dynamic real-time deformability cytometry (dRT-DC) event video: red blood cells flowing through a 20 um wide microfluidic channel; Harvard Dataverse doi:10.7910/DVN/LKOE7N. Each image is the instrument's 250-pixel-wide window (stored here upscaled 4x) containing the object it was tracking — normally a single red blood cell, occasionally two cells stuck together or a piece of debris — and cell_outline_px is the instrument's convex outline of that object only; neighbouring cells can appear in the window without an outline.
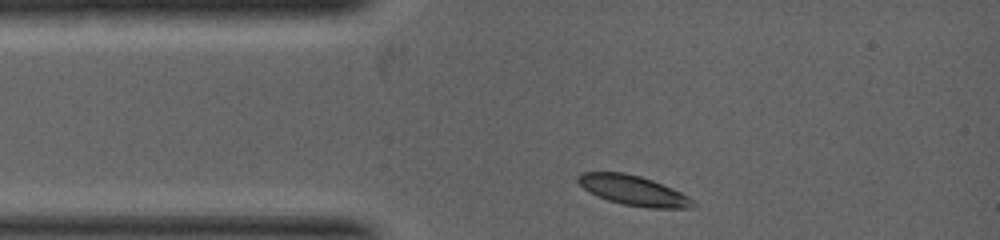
{"species": "common noctule bat (a hibernating species)", "species_latin": "Nyctalus noctula", "temperature_condition": "warm", "stored_images_in_passage": 1, "camera_frame_rate_fps": 5000, "um_per_image_px": 0.085, "animal": {"sex": "female", "body_mass_g": 19.0, "forearm_length_mm": 53.3}, "frame": {"image": 1, "passage_image": 1, "time_ms": 0.0, "image_size_px": [1000, 240], "cell_outline_px": [[696, 204], [692, 208], [648, 208], [620, 204], [596, 196], [588, 192], [576, 180], [576, 176], [580, 172], [624, 172], [640, 176], [652, 180], [672, 188], [688, 196]], "centroid_in_image_um": [53.8, 16.19], "position_along_channel_um": 31.2, "area_um2": 20.17}}